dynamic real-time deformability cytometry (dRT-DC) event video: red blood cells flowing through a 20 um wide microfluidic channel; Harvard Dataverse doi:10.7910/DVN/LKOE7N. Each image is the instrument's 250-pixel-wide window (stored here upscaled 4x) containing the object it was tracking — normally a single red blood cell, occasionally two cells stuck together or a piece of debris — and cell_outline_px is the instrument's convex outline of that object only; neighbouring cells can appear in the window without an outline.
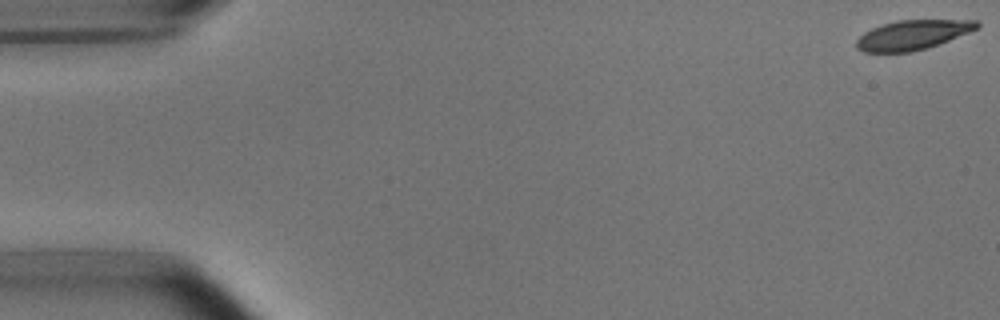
{"species": "common noctule bat (a hibernating species)", "species_latin": "Nyctalus noctula", "temperature_condition": "room temperature", "stored_images_in_passage": 54, "segment_of_instrument_passage": [1, 2], "camera_frame_rate_fps": 3000, "um_per_image_px": 0.085, "animal": {"sex": "male", "body_mass_g": 15.6}, "frame": {"image": 1, "passage_image": 1, "time_ms": 0.0, "image_size_px": [1000, 320], "cell_outline_px": [[980, 24], [976, 28], [968, 32], [928, 48], [912, 52], [864, 52], [856, 48], [856, 40], [864, 32], [872, 28], [896, 20], [976, 20]], "centroid_in_image_um": [77.53, 2.97], "position_along_channel_um": 7.5, "area_um2": 20.58}}
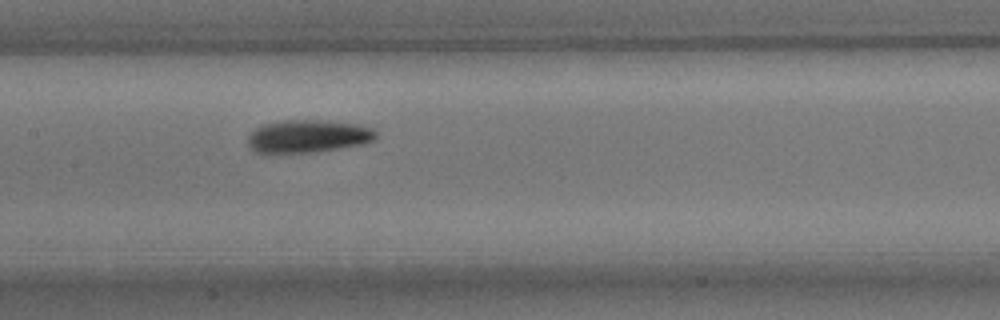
{"frame": {"image": 2, "passage_image": 26, "time_ms": 8.333, "image_size_px": [1000, 320], "cell_outline_px": [[380, 136], [364, 144], [316, 152], [268, 156], [256, 152], [248, 144], [248, 136], [256, 128], [264, 124], [284, 120], [324, 120], [360, 124], [372, 128]], "centroid_in_image_um": [26.16, 11.62], "position_along_channel_um": 181.2, "area_um2": 25.32}}
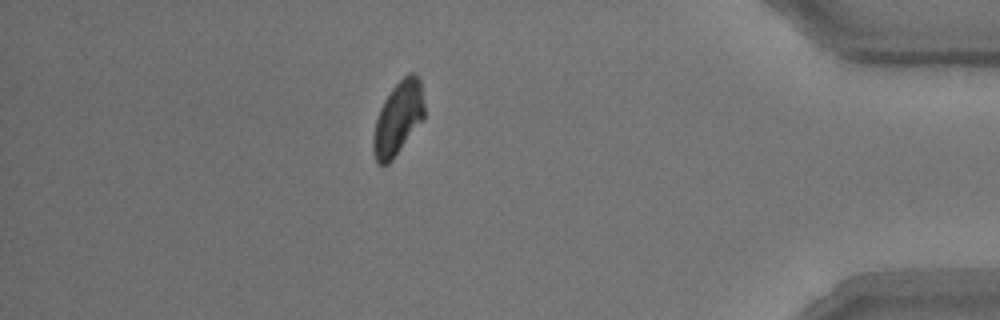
{"frame": {"image": 3, "passage_image": 47, "time_ms": 15.333, "image_size_px": [1000, 320], "cell_outline_px": [[424, 120], [392, 160], [388, 164], [376, 164], [372, 152], [372, 136], [376, 120], [380, 108], [384, 100], [392, 88], [408, 72], [412, 72], [420, 76], [424, 104]], "centroid_in_image_um": [33.84, 10.06], "position_along_channel_um": 401.4, "area_um2": 22.2}}